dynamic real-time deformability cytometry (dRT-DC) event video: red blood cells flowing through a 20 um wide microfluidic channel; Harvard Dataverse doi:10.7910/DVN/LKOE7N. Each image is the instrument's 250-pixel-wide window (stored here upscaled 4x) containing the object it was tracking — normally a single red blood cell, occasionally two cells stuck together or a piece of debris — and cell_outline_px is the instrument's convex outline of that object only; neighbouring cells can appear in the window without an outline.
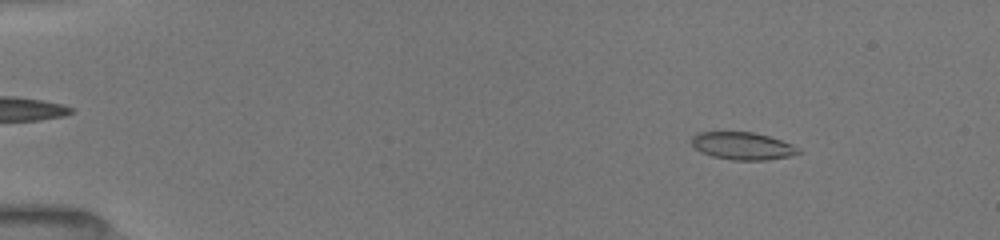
{"species": "common noctule bat (a hibernating species)", "species_latin": "Nyctalus noctula", "temperature_condition": "room temperature", "stored_images_in_passage": 52, "camera_frame_rate_fps": 3000, "um_per_image_px": 0.085, "animal": {"sex": "female", "body_mass_g": 19.5, "forearm_length_mm": 54.1}, "frame": {"image": 1, "passage_image": 7, "time_ms": 2.0, "image_size_px": [1000, 240], "cell_outline_px": [[804, 152], [788, 156], [768, 160], [732, 160], [712, 156], [700, 152], [692, 144], [692, 136], [696, 132], [752, 132], [768, 136], [792, 144], [800, 148]], "centroid_in_image_um": [63.13, 12.41], "position_along_channel_um": 21.9, "area_um2": 17.17}}
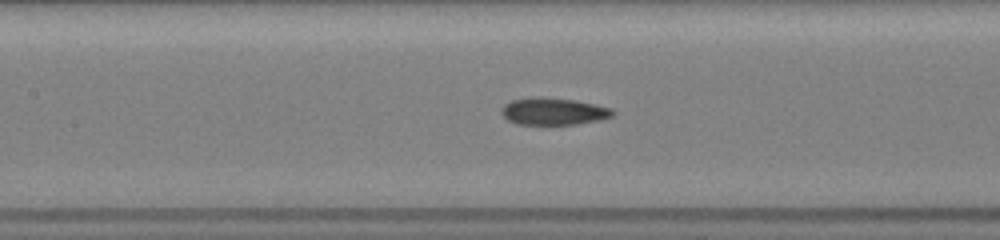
{"frame": {"image": 2, "passage_image": 25, "time_ms": 8.0, "image_size_px": [1000, 240], "cell_outline_px": [[616, 112], [612, 116], [600, 120], [576, 124], [516, 124], [508, 120], [500, 112], [500, 108], [504, 104], [512, 100], [532, 96], [540, 96], [576, 100], [596, 104], [612, 108]], "centroid_in_image_um": [47.04, 9.45], "position_along_channel_um": 160.4, "area_um2": 17.86}}
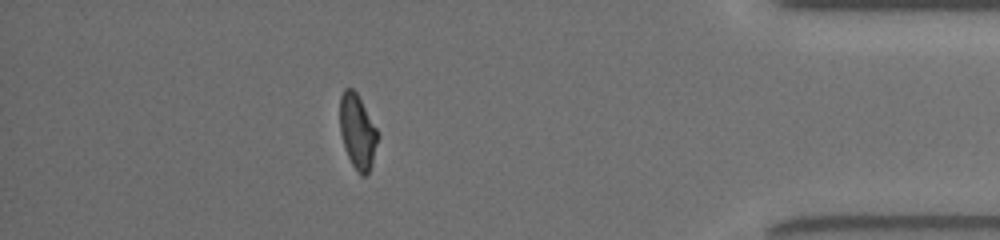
{"frame": {"image": 3, "passage_image": 46, "time_ms": 15.0, "image_size_px": [1000, 240], "cell_outline_px": [[380, 136], [372, 164], [368, 172], [364, 176], [360, 176], [352, 164], [344, 148], [340, 132], [340, 96], [344, 88], [352, 88], [356, 92], [376, 128]], "centroid_in_image_um": [30.39, 11.2], "position_along_channel_um": 404.8, "area_um2": 16.47}, "authors_computed_cell_mechanics": {"area_um2": 17.3689, "velocity_mm_per_s": 4.0273, "shape_relaxation_time_tau1_ms": 6.3503, "shape_relaxation_time_tau2_ms": 2.6347, "deformation_change_tau1": 0.1997, "deformation_change_tau2": 0.0532}}